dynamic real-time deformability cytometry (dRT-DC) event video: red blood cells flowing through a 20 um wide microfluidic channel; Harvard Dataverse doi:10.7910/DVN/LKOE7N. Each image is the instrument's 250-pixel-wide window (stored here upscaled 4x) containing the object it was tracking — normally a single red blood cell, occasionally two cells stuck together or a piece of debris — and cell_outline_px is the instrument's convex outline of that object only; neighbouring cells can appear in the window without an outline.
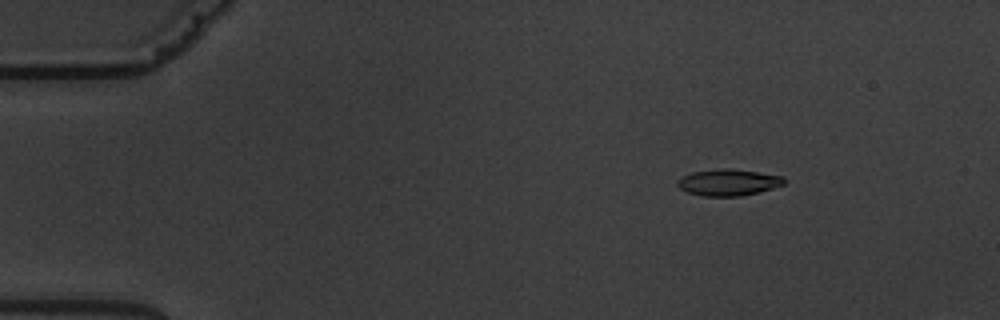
{"species": "common noctule bat (a hibernating species)", "species_latin": "Nyctalus noctula", "temperature_condition": "warm", "stored_images_in_passage": 15, "camera_frame_rate_fps": 3000, "um_per_image_px": 0.085, "animal": {"sex": "male", "body_mass_g": 19.5, "forearm_length_mm": 54.6}, "frame": {"image": 1, "passage_image": 3, "time_ms": 2.333, "image_size_px": [1000, 320], "cell_outline_px": [[788, 180], [784, 184], [760, 192], [740, 196], [704, 196], [688, 192], [680, 188], [676, 184], [684, 176], [692, 172], [724, 168], [728, 168], [784, 176]], "centroid_in_image_um": [61.96, 15.51], "position_along_channel_um": 23.0, "area_um2": 16.3}}
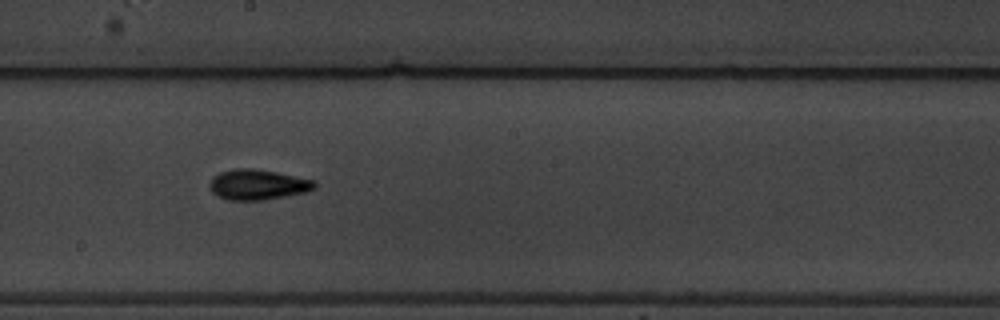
{"frame": {"image": 2, "passage_image": 9, "time_ms": 10.333, "image_size_px": [1000, 320], "cell_outline_px": [[316, 188], [308, 192], [264, 200], [228, 200], [216, 196], [212, 192], [208, 184], [212, 176], [220, 172], [236, 168], [252, 168], [276, 172], [312, 180], [316, 184]], "centroid_in_image_um": [21.87, 15.7], "position_along_channel_um": 226.3, "area_um2": 18.67}}
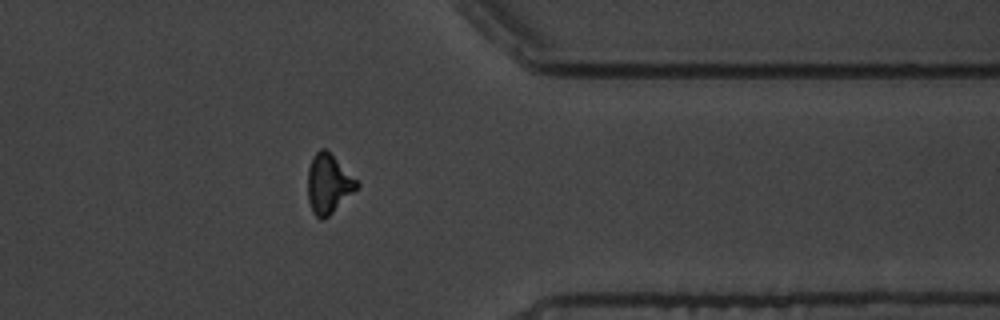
{"frame": {"image": 3, "passage_image": 13, "time_ms": 15.0, "image_size_px": [1000, 320], "cell_outline_px": [[360, 184], [324, 220], [320, 220], [312, 212], [308, 200], [308, 168], [312, 156], [320, 148], [328, 148]], "centroid_in_image_um": [27.88, 15.58], "position_along_channel_um": 383.5, "area_um2": 16.94}, "authors_computed_cell_mechanics": {"area_um2": 16.9354, "velocity_mm_per_s": 3.5808, "shape_relaxation_time_tau1_ms": 3.0531, "shape_relaxation_time_tau2_ms": 2.7874, "deformation_change_tau1": 0.139, "deformation_change_tau2": 0.0837}}